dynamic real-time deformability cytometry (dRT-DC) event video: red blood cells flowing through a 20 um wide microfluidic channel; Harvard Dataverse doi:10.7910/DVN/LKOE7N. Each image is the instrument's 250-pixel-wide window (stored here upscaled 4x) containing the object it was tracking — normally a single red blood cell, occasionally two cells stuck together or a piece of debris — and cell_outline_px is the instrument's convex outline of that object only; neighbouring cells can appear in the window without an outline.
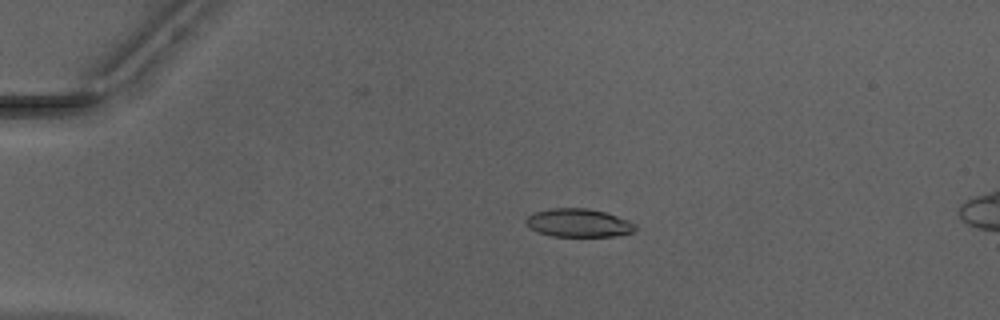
{"species": "Egyptian fruit bat (a non-hibernating species)", "species_latin": "Rousettus aegyptiacus", "temperature_condition": "warm", "stored_images_in_passage": 12, "camera_frame_rate_fps": 3000, "um_per_image_px": 0.085, "animal": {"sex": "male"}, "frame": {"image": 1, "passage_image": 6, "time_ms": 1.667, "image_size_px": [1000, 320], "cell_outline_px": [[636, 228], [632, 232], [612, 236], [552, 236], [540, 232], [532, 228], [524, 220], [532, 212], [548, 208], [588, 208], [604, 212], [628, 220], [636, 224]], "centroid_in_image_um": [49.16, 18.93], "position_along_channel_um": 35.8, "area_um2": 17.86}}